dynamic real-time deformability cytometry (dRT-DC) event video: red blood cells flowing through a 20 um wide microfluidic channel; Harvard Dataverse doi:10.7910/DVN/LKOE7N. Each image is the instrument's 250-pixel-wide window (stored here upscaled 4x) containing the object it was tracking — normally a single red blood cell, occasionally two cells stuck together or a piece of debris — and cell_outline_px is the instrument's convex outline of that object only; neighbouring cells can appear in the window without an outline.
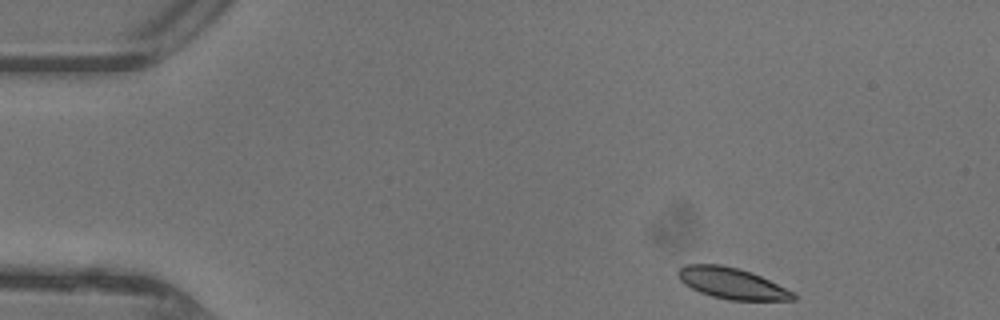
{"species": "common noctule bat (a hibernating species)", "species_latin": "Nyctalus noctula", "temperature_condition": "warm", "stored_images_in_passage": 42, "camera_frame_rate_fps": 3000, "um_per_image_px": 0.085, "animal": {"sex": "female"}, "frame": {"image": 1, "passage_image": 1, "time_ms": 0.0, "image_size_px": [1000, 320], "cell_outline_px": [[796, 300], [728, 300], [712, 296], [700, 292], [684, 284], [676, 276], [676, 272], [684, 264], [720, 264], [752, 272], [792, 292], [796, 296]], "centroid_in_image_um": [62.15, 24.07], "position_along_channel_um": 22.9, "area_um2": 20.69}}
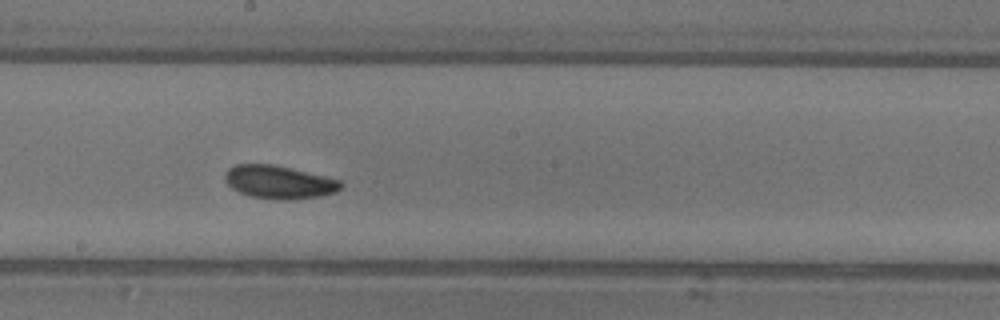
{"frame": {"image": 2, "passage_image": 21, "time_ms": 6.667, "image_size_px": [1000, 320], "cell_outline_px": [[344, 184], [336, 192], [320, 196], [288, 200], [280, 200], [252, 196], [240, 192], [232, 188], [224, 180], [224, 172], [228, 168], [236, 164], [272, 164], [324, 176], [340, 180]], "centroid_in_image_um": [23.7, 15.47], "position_along_channel_um": 224.5, "area_um2": 22.25}}
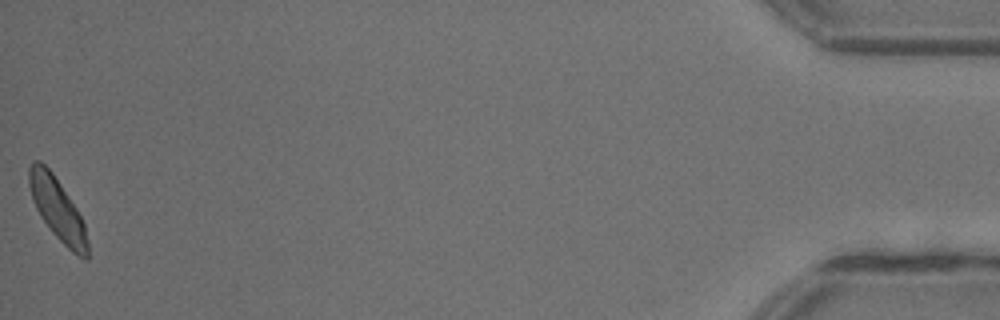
{"frame": {"image": 3, "passage_image": 42, "time_ms": 13.667, "image_size_px": [1000, 320], "cell_outline_px": [[88, 260], [84, 260], [72, 252], [52, 232], [40, 216], [32, 200], [28, 184], [28, 168], [32, 160], [40, 160], [52, 172], [76, 208], [84, 224], [88, 240]], "centroid_in_image_um": [4.86, 17.77], "position_along_channel_um": 430.3, "area_um2": 21.15}, "authors_computed_cell_mechanics": {"area_um2": 21.4727, "velocity_mm_per_s": 4.3731, "shape_relaxation_time_tau1_ms": 2.2755, "shape_relaxation_time_tau2_ms": 5.6456, "deformation_change_tau1": 0.0917, "deformation_change_tau2": 0.0997}}